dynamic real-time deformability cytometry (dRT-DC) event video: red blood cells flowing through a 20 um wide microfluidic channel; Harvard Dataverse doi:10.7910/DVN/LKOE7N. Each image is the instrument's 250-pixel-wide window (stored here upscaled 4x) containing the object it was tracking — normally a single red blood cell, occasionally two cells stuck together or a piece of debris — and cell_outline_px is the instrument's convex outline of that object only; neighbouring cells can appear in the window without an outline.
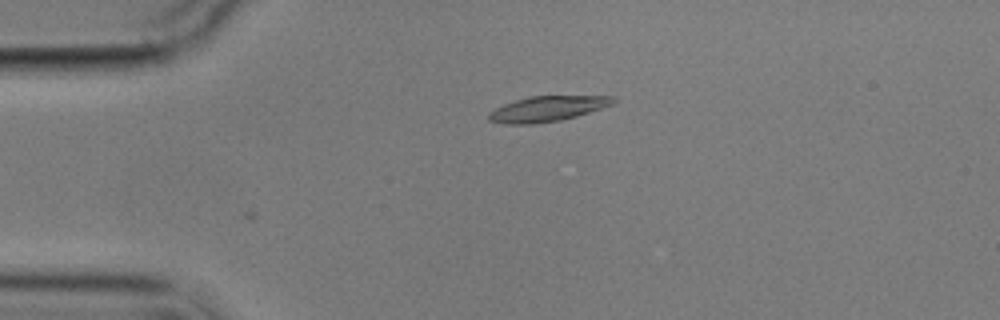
{"species": "common noctule bat (a hibernating species)", "species_latin": "Nyctalus noctula", "temperature_condition": "cold", "stored_images_in_passage": 2, "camera_frame_rate_fps": 3000, "um_per_image_px": 0.085, "animal": {"sex": "male", "body_mass_g": 17.9}, "frame": {"image": 1, "passage_image": 1, "time_ms": 0.0, "image_size_px": [1000, 320], "cell_outline_px": [[616, 100], [612, 104], [576, 116], [560, 120], [532, 124], [504, 124], [488, 120], [488, 112], [504, 104], [528, 96], [612, 96]], "centroid_in_image_um": [46.47, 9.25], "position_along_channel_um": 38.5, "area_um2": 18.15}}